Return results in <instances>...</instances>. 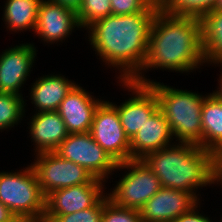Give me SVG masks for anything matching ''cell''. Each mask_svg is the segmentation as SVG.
I'll use <instances>...</instances> for the list:
<instances>
[{
    "label": "cell",
    "mask_w": 222,
    "mask_h": 222,
    "mask_svg": "<svg viewBox=\"0 0 222 222\" xmlns=\"http://www.w3.org/2000/svg\"><path fill=\"white\" fill-rule=\"evenodd\" d=\"M27 116L29 136L32 142L33 155L45 152H55L66 139L68 132L65 123L57 111L30 113Z\"/></svg>",
    "instance_id": "2e32d148"
},
{
    "label": "cell",
    "mask_w": 222,
    "mask_h": 222,
    "mask_svg": "<svg viewBox=\"0 0 222 222\" xmlns=\"http://www.w3.org/2000/svg\"><path fill=\"white\" fill-rule=\"evenodd\" d=\"M143 160L159 178L161 187L192 193L213 185V152L194 143L176 142L147 154ZM199 189V190H198Z\"/></svg>",
    "instance_id": "3957f363"
},
{
    "label": "cell",
    "mask_w": 222,
    "mask_h": 222,
    "mask_svg": "<svg viewBox=\"0 0 222 222\" xmlns=\"http://www.w3.org/2000/svg\"><path fill=\"white\" fill-rule=\"evenodd\" d=\"M213 66H215V68L218 66V68L220 67L219 70H221V74H219V79H217L218 81V84L219 86H216L217 89L215 90H212L213 94L216 95L221 101H222V62H219V63H215V64H212Z\"/></svg>",
    "instance_id": "d6a6232c"
},
{
    "label": "cell",
    "mask_w": 222,
    "mask_h": 222,
    "mask_svg": "<svg viewBox=\"0 0 222 222\" xmlns=\"http://www.w3.org/2000/svg\"><path fill=\"white\" fill-rule=\"evenodd\" d=\"M29 87V101L34 113L57 111L61 102L77 84L65 75L52 73L36 77Z\"/></svg>",
    "instance_id": "ac0fdd59"
},
{
    "label": "cell",
    "mask_w": 222,
    "mask_h": 222,
    "mask_svg": "<svg viewBox=\"0 0 222 222\" xmlns=\"http://www.w3.org/2000/svg\"><path fill=\"white\" fill-rule=\"evenodd\" d=\"M26 101L25 96L15 94L0 93V131L12 130L26 120ZM24 118V119H23Z\"/></svg>",
    "instance_id": "7402d4cb"
},
{
    "label": "cell",
    "mask_w": 222,
    "mask_h": 222,
    "mask_svg": "<svg viewBox=\"0 0 222 222\" xmlns=\"http://www.w3.org/2000/svg\"><path fill=\"white\" fill-rule=\"evenodd\" d=\"M34 156L31 166L36 173L41 191L46 197L51 192L86 183H106L94 178L85 168L61 158L55 152L39 153Z\"/></svg>",
    "instance_id": "ba28073f"
},
{
    "label": "cell",
    "mask_w": 222,
    "mask_h": 222,
    "mask_svg": "<svg viewBox=\"0 0 222 222\" xmlns=\"http://www.w3.org/2000/svg\"><path fill=\"white\" fill-rule=\"evenodd\" d=\"M107 193L93 206L68 215H44L48 222H102L103 204L108 200Z\"/></svg>",
    "instance_id": "d4e9b609"
},
{
    "label": "cell",
    "mask_w": 222,
    "mask_h": 222,
    "mask_svg": "<svg viewBox=\"0 0 222 222\" xmlns=\"http://www.w3.org/2000/svg\"><path fill=\"white\" fill-rule=\"evenodd\" d=\"M111 15V0H82L76 13L81 29H85L93 22Z\"/></svg>",
    "instance_id": "603a6c76"
},
{
    "label": "cell",
    "mask_w": 222,
    "mask_h": 222,
    "mask_svg": "<svg viewBox=\"0 0 222 222\" xmlns=\"http://www.w3.org/2000/svg\"><path fill=\"white\" fill-rule=\"evenodd\" d=\"M174 0H148L149 4L158 9L164 11Z\"/></svg>",
    "instance_id": "1f68e13d"
},
{
    "label": "cell",
    "mask_w": 222,
    "mask_h": 222,
    "mask_svg": "<svg viewBox=\"0 0 222 222\" xmlns=\"http://www.w3.org/2000/svg\"><path fill=\"white\" fill-rule=\"evenodd\" d=\"M102 222H142L140 210L115 205L111 200L103 204Z\"/></svg>",
    "instance_id": "484cf974"
},
{
    "label": "cell",
    "mask_w": 222,
    "mask_h": 222,
    "mask_svg": "<svg viewBox=\"0 0 222 222\" xmlns=\"http://www.w3.org/2000/svg\"><path fill=\"white\" fill-rule=\"evenodd\" d=\"M0 222H26L24 219L17 217L8 207L0 202Z\"/></svg>",
    "instance_id": "f1b7e54d"
},
{
    "label": "cell",
    "mask_w": 222,
    "mask_h": 222,
    "mask_svg": "<svg viewBox=\"0 0 222 222\" xmlns=\"http://www.w3.org/2000/svg\"><path fill=\"white\" fill-rule=\"evenodd\" d=\"M55 4H59L63 7H66L70 10H73L75 13L78 12L80 6H81V3H82V0H49Z\"/></svg>",
    "instance_id": "4dcf8cb0"
},
{
    "label": "cell",
    "mask_w": 222,
    "mask_h": 222,
    "mask_svg": "<svg viewBox=\"0 0 222 222\" xmlns=\"http://www.w3.org/2000/svg\"><path fill=\"white\" fill-rule=\"evenodd\" d=\"M202 148L214 152L222 145V101L208 93L202 107Z\"/></svg>",
    "instance_id": "44dd1931"
},
{
    "label": "cell",
    "mask_w": 222,
    "mask_h": 222,
    "mask_svg": "<svg viewBox=\"0 0 222 222\" xmlns=\"http://www.w3.org/2000/svg\"><path fill=\"white\" fill-rule=\"evenodd\" d=\"M144 9H156L148 0H111V14L126 15L143 11Z\"/></svg>",
    "instance_id": "4316f807"
},
{
    "label": "cell",
    "mask_w": 222,
    "mask_h": 222,
    "mask_svg": "<svg viewBox=\"0 0 222 222\" xmlns=\"http://www.w3.org/2000/svg\"><path fill=\"white\" fill-rule=\"evenodd\" d=\"M199 19L204 64L209 67L222 62V10L214 8Z\"/></svg>",
    "instance_id": "d6986e66"
},
{
    "label": "cell",
    "mask_w": 222,
    "mask_h": 222,
    "mask_svg": "<svg viewBox=\"0 0 222 222\" xmlns=\"http://www.w3.org/2000/svg\"><path fill=\"white\" fill-rule=\"evenodd\" d=\"M80 85L72 88L57 110L69 134L90 132L95 111L103 101Z\"/></svg>",
    "instance_id": "9a60e30c"
},
{
    "label": "cell",
    "mask_w": 222,
    "mask_h": 222,
    "mask_svg": "<svg viewBox=\"0 0 222 222\" xmlns=\"http://www.w3.org/2000/svg\"><path fill=\"white\" fill-rule=\"evenodd\" d=\"M158 9L126 15L111 14L85 30L91 49L104 67L116 70L118 81H131L142 70L147 55L150 29ZM113 67V68H112Z\"/></svg>",
    "instance_id": "6da1fadb"
},
{
    "label": "cell",
    "mask_w": 222,
    "mask_h": 222,
    "mask_svg": "<svg viewBox=\"0 0 222 222\" xmlns=\"http://www.w3.org/2000/svg\"><path fill=\"white\" fill-rule=\"evenodd\" d=\"M220 186L222 188V173H213V186Z\"/></svg>",
    "instance_id": "836d02e7"
},
{
    "label": "cell",
    "mask_w": 222,
    "mask_h": 222,
    "mask_svg": "<svg viewBox=\"0 0 222 222\" xmlns=\"http://www.w3.org/2000/svg\"><path fill=\"white\" fill-rule=\"evenodd\" d=\"M201 202L196 204L191 210L177 217L173 222H215L212 220V217L209 218L210 216L205 215V213H200L201 207H203L201 206Z\"/></svg>",
    "instance_id": "83f0119b"
},
{
    "label": "cell",
    "mask_w": 222,
    "mask_h": 222,
    "mask_svg": "<svg viewBox=\"0 0 222 222\" xmlns=\"http://www.w3.org/2000/svg\"><path fill=\"white\" fill-rule=\"evenodd\" d=\"M18 44L0 53V93L23 96L21 89L33 71L38 50L33 42Z\"/></svg>",
    "instance_id": "8fae6325"
},
{
    "label": "cell",
    "mask_w": 222,
    "mask_h": 222,
    "mask_svg": "<svg viewBox=\"0 0 222 222\" xmlns=\"http://www.w3.org/2000/svg\"><path fill=\"white\" fill-rule=\"evenodd\" d=\"M216 9L222 10V0H217V3L215 5Z\"/></svg>",
    "instance_id": "e575fe53"
},
{
    "label": "cell",
    "mask_w": 222,
    "mask_h": 222,
    "mask_svg": "<svg viewBox=\"0 0 222 222\" xmlns=\"http://www.w3.org/2000/svg\"><path fill=\"white\" fill-rule=\"evenodd\" d=\"M105 184H78L51 192L45 198L44 215H68L93 207L106 194Z\"/></svg>",
    "instance_id": "4fadbf2b"
},
{
    "label": "cell",
    "mask_w": 222,
    "mask_h": 222,
    "mask_svg": "<svg viewBox=\"0 0 222 222\" xmlns=\"http://www.w3.org/2000/svg\"><path fill=\"white\" fill-rule=\"evenodd\" d=\"M76 30L82 29L73 10L49 0L40 1L34 37H38L45 45L58 46L67 41L66 38H70L72 32Z\"/></svg>",
    "instance_id": "7c38bea8"
},
{
    "label": "cell",
    "mask_w": 222,
    "mask_h": 222,
    "mask_svg": "<svg viewBox=\"0 0 222 222\" xmlns=\"http://www.w3.org/2000/svg\"><path fill=\"white\" fill-rule=\"evenodd\" d=\"M90 133L117 163L131 159L130 140L125 135L116 107L108 99L97 107Z\"/></svg>",
    "instance_id": "9c48e42d"
},
{
    "label": "cell",
    "mask_w": 222,
    "mask_h": 222,
    "mask_svg": "<svg viewBox=\"0 0 222 222\" xmlns=\"http://www.w3.org/2000/svg\"><path fill=\"white\" fill-rule=\"evenodd\" d=\"M165 84L155 80L148 86L157 96L159 109L170 125L175 142L194 143L202 148L201 115L208 94Z\"/></svg>",
    "instance_id": "277c9868"
},
{
    "label": "cell",
    "mask_w": 222,
    "mask_h": 222,
    "mask_svg": "<svg viewBox=\"0 0 222 222\" xmlns=\"http://www.w3.org/2000/svg\"><path fill=\"white\" fill-rule=\"evenodd\" d=\"M45 196L31 164L19 170L0 171V202L26 222H40Z\"/></svg>",
    "instance_id": "5b68a950"
},
{
    "label": "cell",
    "mask_w": 222,
    "mask_h": 222,
    "mask_svg": "<svg viewBox=\"0 0 222 222\" xmlns=\"http://www.w3.org/2000/svg\"><path fill=\"white\" fill-rule=\"evenodd\" d=\"M200 201L183 190L161 187L140 209L142 222H173Z\"/></svg>",
    "instance_id": "5bb4252c"
},
{
    "label": "cell",
    "mask_w": 222,
    "mask_h": 222,
    "mask_svg": "<svg viewBox=\"0 0 222 222\" xmlns=\"http://www.w3.org/2000/svg\"><path fill=\"white\" fill-rule=\"evenodd\" d=\"M116 171L124 173H120L123 175H119L113 189H108L106 193L109 200L117 206L140 210L161 189L159 178L143 159L118 163Z\"/></svg>",
    "instance_id": "8992f818"
},
{
    "label": "cell",
    "mask_w": 222,
    "mask_h": 222,
    "mask_svg": "<svg viewBox=\"0 0 222 222\" xmlns=\"http://www.w3.org/2000/svg\"><path fill=\"white\" fill-rule=\"evenodd\" d=\"M217 0H174L164 11L175 16H194L200 18L213 10Z\"/></svg>",
    "instance_id": "cb8c5ba5"
},
{
    "label": "cell",
    "mask_w": 222,
    "mask_h": 222,
    "mask_svg": "<svg viewBox=\"0 0 222 222\" xmlns=\"http://www.w3.org/2000/svg\"><path fill=\"white\" fill-rule=\"evenodd\" d=\"M61 158L85 168L94 178L108 182L118 163L93 139L90 132L70 133L55 151Z\"/></svg>",
    "instance_id": "52a82bcc"
},
{
    "label": "cell",
    "mask_w": 222,
    "mask_h": 222,
    "mask_svg": "<svg viewBox=\"0 0 222 222\" xmlns=\"http://www.w3.org/2000/svg\"><path fill=\"white\" fill-rule=\"evenodd\" d=\"M174 143L170 125L158 108L130 140L131 159H143L147 154Z\"/></svg>",
    "instance_id": "e0dca14e"
},
{
    "label": "cell",
    "mask_w": 222,
    "mask_h": 222,
    "mask_svg": "<svg viewBox=\"0 0 222 222\" xmlns=\"http://www.w3.org/2000/svg\"><path fill=\"white\" fill-rule=\"evenodd\" d=\"M127 93L128 98L119 105L111 102L117 109L125 135L131 140L147 122L151 115L159 108L158 99L148 85H140L131 81L116 82ZM131 92V93H130Z\"/></svg>",
    "instance_id": "30bf717a"
},
{
    "label": "cell",
    "mask_w": 222,
    "mask_h": 222,
    "mask_svg": "<svg viewBox=\"0 0 222 222\" xmlns=\"http://www.w3.org/2000/svg\"><path fill=\"white\" fill-rule=\"evenodd\" d=\"M203 66L200 19L158 11L151 25L143 68L132 81L148 85L154 82L146 75L148 71L168 70L187 75Z\"/></svg>",
    "instance_id": "7a4b0ae2"
},
{
    "label": "cell",
    "mask_w": 222,
    "mask_h": 222,
    "mask_svg": "<svg viewBox=\"0 0 222 222\" xmlns=\"http://www.w3.org/2000/svg\"><path fill=\"white\" fill-rule=\"evenodd\" d=\"M213 173H222V145L213 152Z\"/></svg>",
    "instance_id": "f546056e"
},
{
    "label": "cell",
    "mask_w": 222,
    "mask_h": 222,
    "mask_svg": "<svg viewBox=\"0 0 222 222\" xmlns=\"http://www.w3.org/2000/svg\"><path fill=\"white\" fill-rule=\"evenodd\" d=\"M41 0H6L3 5L2 21L11 34L33 31L37 23ZM13 32V33H12Z\"/></svg>",
    "instance_id": "ffe728a7"
}]
</instances>
